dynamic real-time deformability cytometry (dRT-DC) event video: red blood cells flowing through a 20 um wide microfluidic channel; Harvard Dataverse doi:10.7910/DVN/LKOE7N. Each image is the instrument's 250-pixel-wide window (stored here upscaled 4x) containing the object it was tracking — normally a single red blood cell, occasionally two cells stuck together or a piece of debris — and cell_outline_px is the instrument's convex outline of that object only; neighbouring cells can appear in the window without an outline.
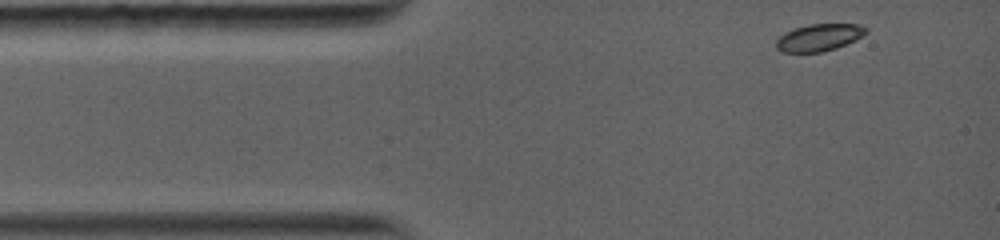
{"species": "common noctule bat (a hibernating species)", "species_latin": "Nyctalus noctula", "temperature_condition": "warm", "stored_images_in_passage": 28, "camera_frame_rate_fps": 5000, "um_per_image_px": 0.085, "animal": {"sex": "female", "body_mass_g": 19.0, "forearm_length_mm": 56.7}, "frame": {"image": 1, "passage_image": 1, "time_ms": 0.0, "image_size_px": [1000, 240], "cell_outline_px": [[868, 32], [856, 40], [836, 48], [820, 52], [780, 52], [776, 48], [776, 40], [784, 32], [808, 24], [860, 24], [868, 28]], "centroid_in_image_um": [69.63, 3.18], "position_along_channel_um": 15.4, "area_um2": 14.28}}
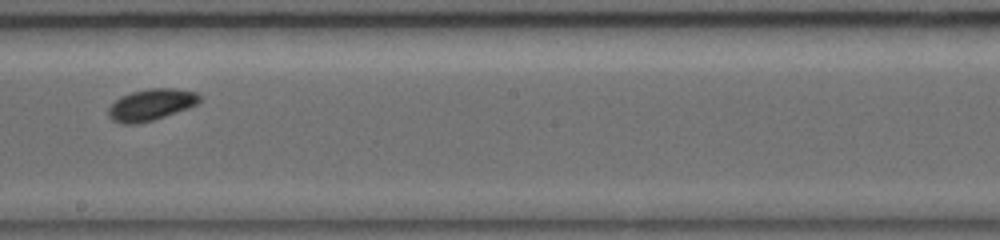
{"frame": {"image": 2, "passage_image": 13, "time_ms": 6.6, "image_size_px": [1000, 240], "cell_outline_px": [[200, 100], [196, 104], [188, 108], [152, 120], [136, 124], [120, 124], [112, 120], [108, 116], [108, 108], [120, 96], [132, 92], [148, 88], [176, 88], [200, 92]], "centroid_in_image_um": [12.84, 8.89], "position_along_channel_um": 235.4, "area_um2": 16.82}}
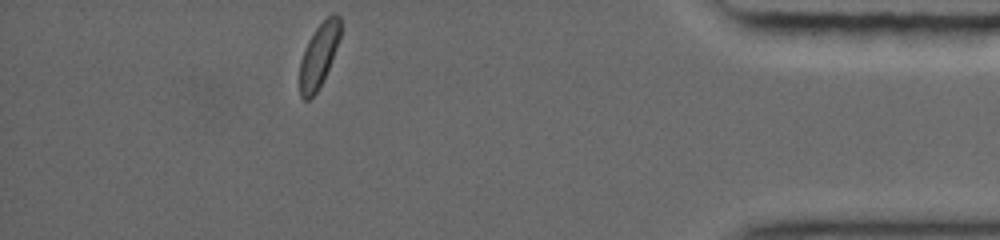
{"frame": {"image": 3, "passage_image": 28, "time_ms": 12.0, "image_size_px": [1000, 240], "cell_outline_px": [[340, 36], [328, 68], [316, 92], [308, 100], [304, 100], [300, 96], [300, 60], [308, 40], [316, 28], [332, 12], [336, 12], [340, 16]], "centroid_in_image_um": [27.09, 4.68], "position_along_channel_um": 408.1, "area_um2": 14.8}, "authors_computed_cell_mechanics": {"area_um2": 15.606, "velocity_mm_per_s": 4.0732, "shape_relaxation_time_tau1_ms": 1.8161, "shape_relaxation_time_tau2_ms": null, "deformation_change_tau1": 0.086, "deformation_change_tau2": null}}